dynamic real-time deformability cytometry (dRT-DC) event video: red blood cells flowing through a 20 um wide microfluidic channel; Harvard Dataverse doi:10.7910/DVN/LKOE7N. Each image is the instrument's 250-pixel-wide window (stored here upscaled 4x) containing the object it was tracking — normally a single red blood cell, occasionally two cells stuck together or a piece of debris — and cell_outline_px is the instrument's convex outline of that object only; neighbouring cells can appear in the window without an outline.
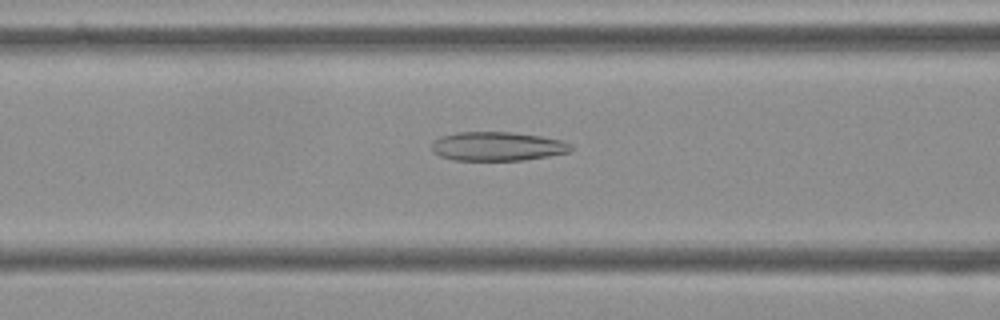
{"species": "Egyptian fruit bat (a non-hibernating species)", "species_latin": "Rousettus aegyptiacus", "temperature_condition": "cold", "stored_images_in_passage": 55, "camera_frame_rate_fps": 3000, "um_per_image_px": 0.085, "frame": {"image": 1, "passage_image": 22, "time_ms": 7.0, "image_size_px": [1000, 320], "cell_outline_px": [[572, 148], [568, 152], [548, 156], [524, 160], [452, 160], [440, 156], [432, 152], [432, 144], [440, 136], [456, 132], [512, 132], [540, 136], [560, 140], [572, 144]], "centroid_in_image_um": [42.25, 12.44], "position_along_channel_um": 124.3, "area_um2": 23.47}}
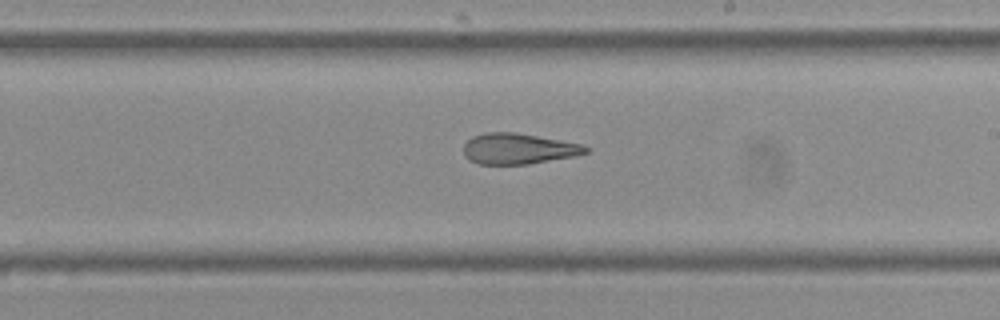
{"frame": {"image": 2, "passage_image": 32, "time_ms": 10.333, "image_size_px": [1000, 320], "cell_outline_px": [[592, 148], [588, 152], [576, 156], [528, 164], [480, 164], [468, 160], [464, 156], [464, 144], [472, 136], [484, 132], [516, 132], [584, 144]], "centroid_in_image_um": [44.09, 12.63], "position_along_channel_um": 244.9, "area_um2": 22.2}}
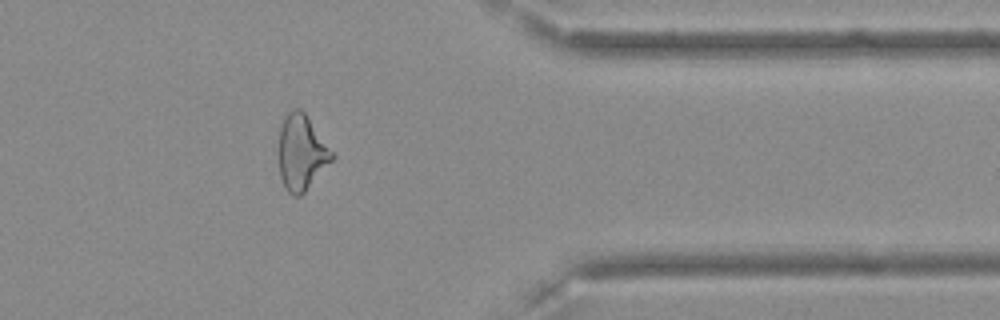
{"frame": {"image": 3, "passage_image": 45, "time_ms": 14.667, "image_size_px": [1000, 320], "cell_outline_px": [[336, 156], [304, 192], [300, 196], [292, 196], [288, 192], [280, 176], [280, 128], [284, 116], [292, 108], [300, 108], [308, 116]], "centroid_in_image_um": [25.64, 12.94], "position_along_channel_um": 385.8, "area_um2": 23.18}, "authors_computed_cell_mechanics": {"area_um2": 25.0274, "velocity_mm_per_s": 3.6209, "shape_relaxation_time_tau1_ms": null, "shape_relaxation_time_tau2_ms": 3.2804, "deformation_change_tau1": null, "deformation_change_tau2": 0.1316}}